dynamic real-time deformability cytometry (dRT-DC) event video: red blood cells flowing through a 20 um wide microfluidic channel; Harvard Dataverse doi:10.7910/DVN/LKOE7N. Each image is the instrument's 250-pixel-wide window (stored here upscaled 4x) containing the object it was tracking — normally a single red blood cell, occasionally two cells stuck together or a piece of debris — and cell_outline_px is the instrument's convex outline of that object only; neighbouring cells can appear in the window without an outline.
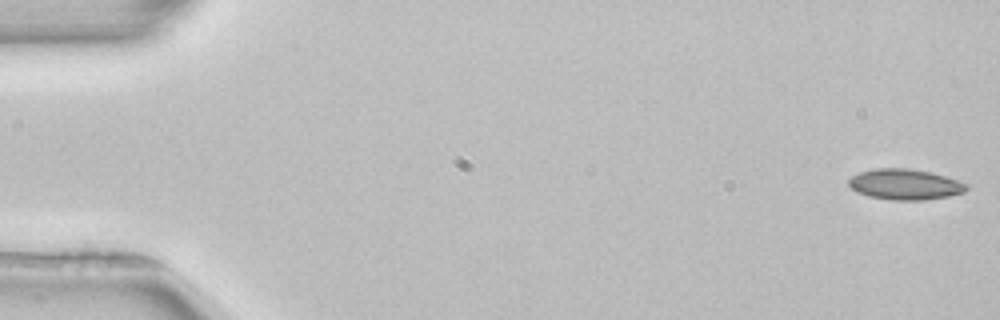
{"species": "common noctule bat (a hibernating species)", "species_latin": "Nyctalus noctula", "temperature_condition": "room temperature", "stored_images_in_passage": 13, "camera_frame_rate_fps": 3000, "um_per_image_px": 0.085, "animal": {"sex": "female", "body_mass_g": 22.7, "forearm_length_mm": 54.2}, "frame": {"image": 1, "passage_image": 1, "time_ms": 0.0, "image_size_px": [1000, 320], "cell_outline_px": [[968, 188], [964, 192], [948, 196], [924, 200], [892, 200], [868, 196], [856, 192], [848, 184], [848, 180], [852, 176], [860, 172], [872, 168], [904, 168], [932, 172], [968, 184]], "centroid_in_image_um": [76.9, 15.67], "position_along_channel_um": 8.1, "area_um2": 21.04}}